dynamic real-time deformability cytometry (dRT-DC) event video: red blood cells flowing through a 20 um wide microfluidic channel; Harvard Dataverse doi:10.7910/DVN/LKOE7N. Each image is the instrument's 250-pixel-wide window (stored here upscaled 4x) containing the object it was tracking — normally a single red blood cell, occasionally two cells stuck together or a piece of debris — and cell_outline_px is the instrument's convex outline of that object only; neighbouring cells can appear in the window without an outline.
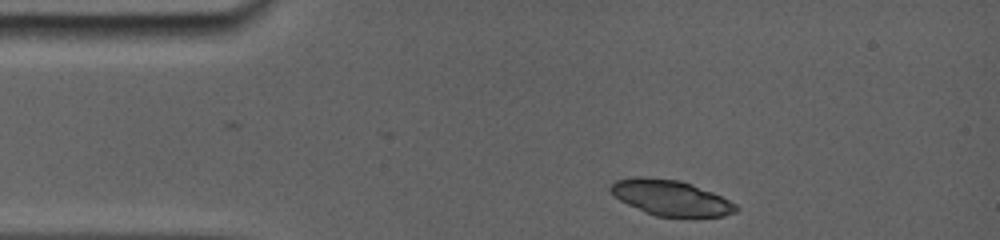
{"species": "common noctule bat (a hibernating species)", "species_latin": "Nyctalus noctula", "temperature_condition": "room temperature", "stored_images_in_passage": 3, "camera_frame_rate_fps": 5000, "um_per_image_px": 0.085, "animal": {"sex": "female", "body_mass_g": 19.0, "forearm_length_mm": 56.7}, "frame": {"image": 1, "passage_image": 1, "time_ms": 0.0, "image_size_px": [1000, 240], "cell_outline_px": [[740, 208], [736, 212], [724, 216], [656, 216], [644, 212], [620, 200], [608, 188], [616, 180], [680, 180], [692, 184], [712, 192], [736, 204]], "centroid_in_image_um": [57.1, 16.87], "position_along_channel_um": 27.9, "area_um2": 24.74}}